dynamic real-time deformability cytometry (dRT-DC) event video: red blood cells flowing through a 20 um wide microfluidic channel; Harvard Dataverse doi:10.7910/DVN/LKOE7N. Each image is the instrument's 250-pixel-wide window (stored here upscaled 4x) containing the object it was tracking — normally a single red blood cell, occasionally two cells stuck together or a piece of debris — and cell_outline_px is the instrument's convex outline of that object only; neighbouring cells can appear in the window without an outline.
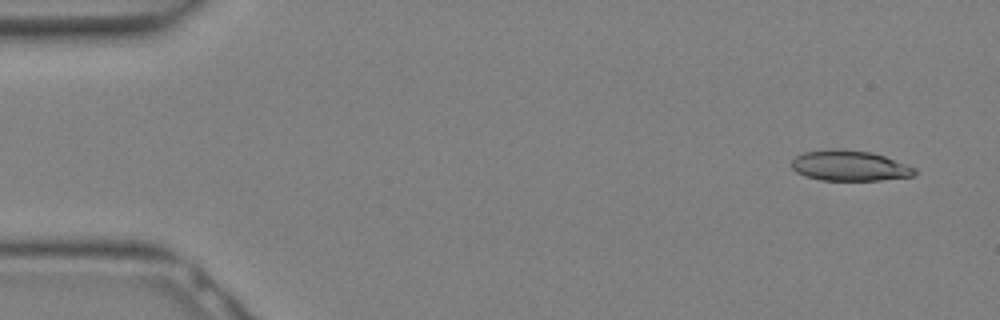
{"species": "Egyptian fruit bat (a non-hibernating species)", "species_latin": "Rousettus aegyptiacus", "temperature_condition": "warm", "stored_images_in_passage": 12, "camera_frame_rate_fps": 3000, "um_per_image_px": 0.085, "animal": {"sex": "female"}, "frame": {"image": 1, "passage_image": 2, "time_ms": 0.333, "image_size_px": [1000, 320], "cell_outline_px": [[916, 176], [880, 180], [820, 180], [804, 176], [796, 172], [792, 168], [792, 160], [796, 156], [804, 152], [832, 148], [840, 148], [872, 152], [884, 156], [916, 168]], "centroid_in_image_um": [72.21, 14.08], "position_along_channel_um": 12.8, "area_um2": 22.02}}
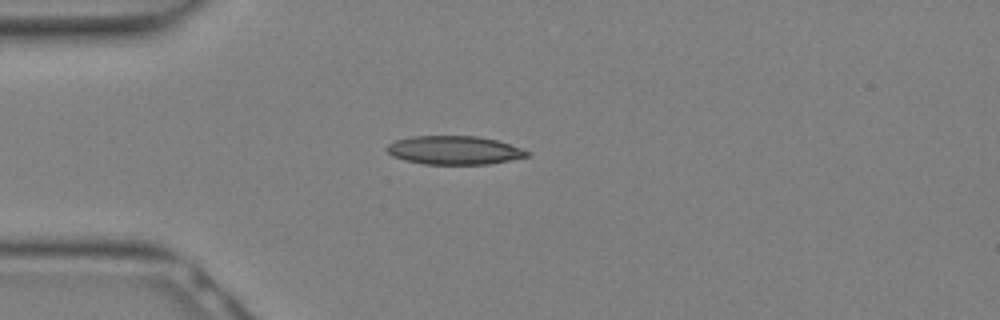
{"frame": {"image": 2, "passage_image": 8, "time_ms": 2.333, "image_size_px": [1000, 320], "cell_outline_px": [[528, 156], [488, 164], [424, 164], [404, 160], [392, 156], [384, 148], [388, 144], [396, 140], [412, 136], [476, 136], [496, 140], [520, 148], [528, 152]], "centroid_in_image_um": [38.54, 12.77], "position_along_channel_um": 46.5, "area_um2": 23.12}}
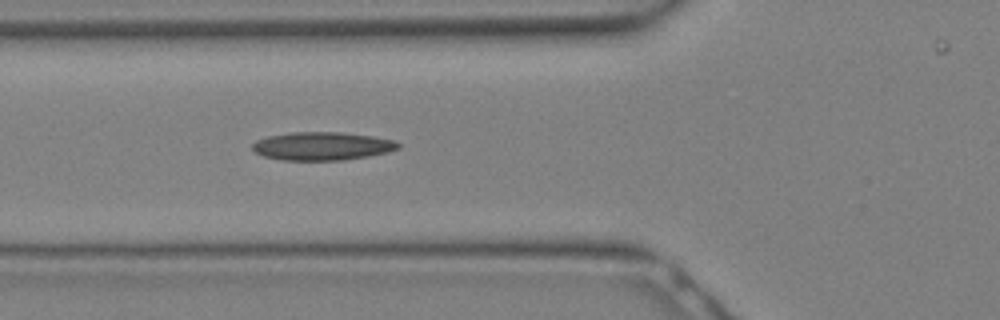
{"frame": {"image": 3, "passage_image": 11, "time_ms": 3.333, "image_size_px": [1000, 320], "cell_outline_px": [[400, 148], [388, 152], [368, 156], [340, 160], [280, 160], [264, 156], [256, 152], [252, 148], [252, 144], [256, 140], [268, 136], [292, 132], [344, 132], [372, 136], [396, 140], [400, 144]], "centroid_in_image_um": [27.4, 12.41], "position_along_channel_um": 98.4, "area_um2": 24.04}}